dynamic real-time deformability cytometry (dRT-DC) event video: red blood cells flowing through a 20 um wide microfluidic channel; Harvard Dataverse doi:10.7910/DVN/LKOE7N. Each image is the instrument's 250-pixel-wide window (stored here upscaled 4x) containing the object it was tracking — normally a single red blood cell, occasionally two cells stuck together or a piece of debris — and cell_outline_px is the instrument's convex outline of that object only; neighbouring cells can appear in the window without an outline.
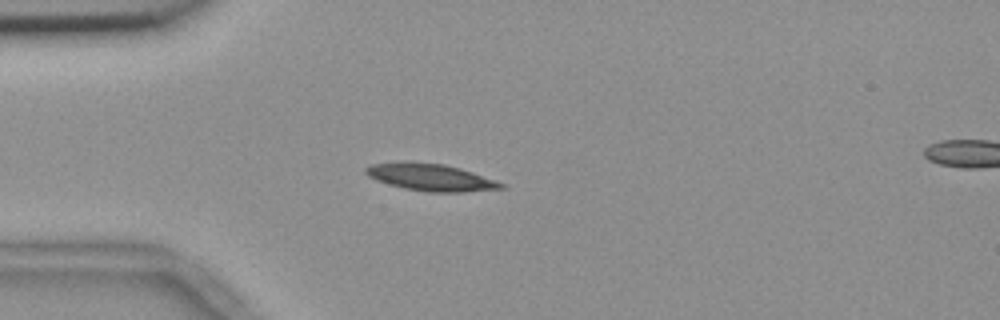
{"species": "common noctule bat (a hibernating species)", "species_latin": "Nyctalus noctula", "temperature_condition": "room temperature", "stored_images_in_passage": 5, "camera_frame_rate_fps": 3000, "um_per_image_px": 0.085, "animal": {"sex": "female", "body_mass_g": 18.4}, "frame": {"image": 1, "passage_image": 4, "time_ms": 1.0, "image_size_px": [1000, 320], "cell_outline_px": [[508, 188], [464, 192], [428, 192], [404, 188], [388, 184], [376, 180], [368, 176], [364, 172], [364, 168], [372, 164], [444, 164], [460, 168], [496, 180], [504, 184]], "centroid_in_image_um": [36.69, 15.12], "position_along_channel_um": 48.3, "area_um2": 20.63}}